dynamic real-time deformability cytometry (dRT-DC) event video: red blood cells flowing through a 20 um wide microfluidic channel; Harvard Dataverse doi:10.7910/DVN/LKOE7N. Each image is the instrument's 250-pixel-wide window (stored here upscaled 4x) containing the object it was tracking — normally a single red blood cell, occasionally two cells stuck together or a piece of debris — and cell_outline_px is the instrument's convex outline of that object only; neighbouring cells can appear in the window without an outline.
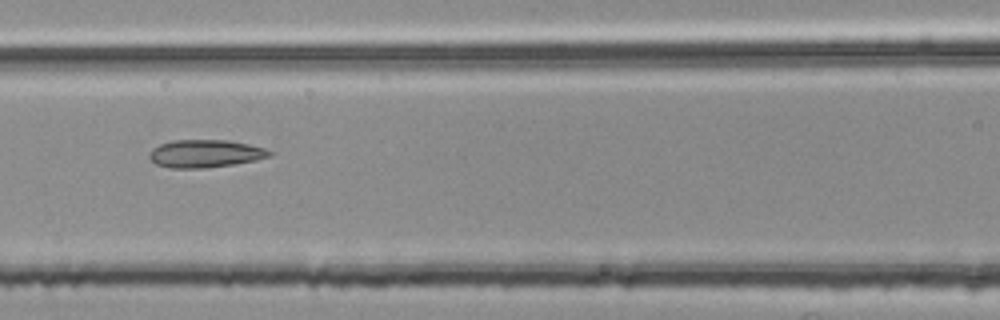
{"species": "common noctule bat (a hibernating species)", "species_latin": "Nyctalus noctula", "temperature_condition": "room temperature", "stored_images_in_passage": 7, "segment_of_instrument_passage": [2, 2], "camera_frame_rate_fps": 3000, "um_per_image_px": 0.085, "animal": {"sex": "female", "body_mass_g": 25.1}, "frame": {"image": 1, "passage_image": 7, "time_ms": 2.0, "image_size_px": [1000, 320], "cell_outline_px": [[276, 152], [272, 156], [256, 160], [236, 164], [208, 168], [168, 168], [156, 164], [148, 156], [152, 148], [160, 144], [172, 140], [224, 140], [248, 144], [264, 148]], "centroid_in_image_um": [17.47, 13.06], "position_along_channel_um": 149.1, "area_um2": 19.65}}